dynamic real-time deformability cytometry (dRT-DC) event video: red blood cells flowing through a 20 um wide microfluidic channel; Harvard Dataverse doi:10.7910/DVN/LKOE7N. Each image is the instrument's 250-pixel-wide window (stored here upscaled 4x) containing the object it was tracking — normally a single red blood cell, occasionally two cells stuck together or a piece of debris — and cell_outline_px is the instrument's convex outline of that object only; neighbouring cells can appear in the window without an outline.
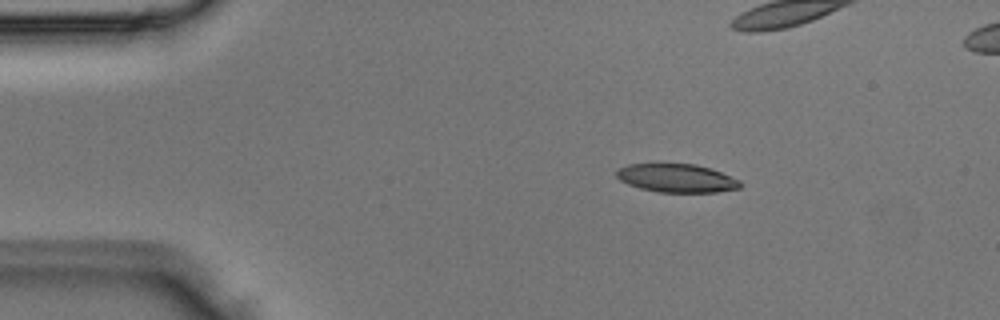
{"species": "Egyptian fruit bat (a non-hibernating species)", "species_latin": "Rousettus aegyptiacus", "temperature_condition": "room temperature", "stored_images_in_passage": 5, "camera_frame_rate_fps": 3000, "um_per_image_px": 0.085, "animal": {"sex": "male"}, "frame": {"image": 1, "passage_image": 1, "time_ms": 0.0, "image_size_px": [1000, 320], "cell_outline_px": [[744, 184], [740, 188], [716, 192], [660, 192], [640, 188], [628, 184], [620, 180], [616, 176], [616, 168], [628, 164], [696, 164], [712, 168], [740, 180]], "centroid_in_image_um": [57.54, 15.13], "position_along_channel_um": 27.5, "area_um2": 20.63}}